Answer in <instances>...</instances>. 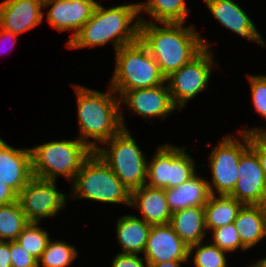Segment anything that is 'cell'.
Returning <instances> with one entry per match:
<instances>
[{
    "label": "cell",
    "instance_id": "1",
    "mask_svg": "<svg viewBox=\"0 0 266 267\" xmlns=\"http://www.w3.org/2000/svg\"><path fill=\"white\" fill-rule=\"evenodd\" d=\"M139 40L156 60L161 74L167 78L174 71L190 62L210 44L203 41L194 26L183 27L184 23H162L140 18Z\"/></svg>",
    "mask_w": 266,
    "mask_h": 267
},
{
    "label": "cell",
    "instance_id": "2",
    "mask_svg": "<svg viewBox=\"0 0 266 267\" xmlns=\"http://www.w3.org/2000/svg\"><path fill=\"white\" fill-rule=\"evenodd\" d=\"M138 15L137 4L106 9L97 3L91 18L66 45L69 49H79L104 45L112 41L116 51L139 40L140 20L131 25Z\"/></svg>",
    "mask_w": 266,
    "mask_h": 267
},
{
    "label": "cell",
    "instance_id": "3",
    "mask_svg": "<svg viewBox=\"0 0 266 267\" xmlns=\"http://www.w3.org/2000/svg\"><path fill=\"white\" fill-rule=\"evenodd\" d=\"M77 96V111L80 129V141L93 151L125 128L121 105L115 91L110 87L108 93L98 92L84 86H74ZM114 95V96H112ZM92 137V141L88 138ZM87 139V140H86Z\"/></svg>",
    "mask_w": 266,
    "mask_h": 267
},
{
    "label": "cell",
    "instance_id": "4",
    "mask_svg": "<svg viewBox=\"0 0 266 267\" xmlns=\"http://www.w3.org/2000/svg\"><path fill=\"white\" fill-rule=\"evenodd\" d=\"M115 52L116 67L108 87L116 95L121 96L125 91L152 88L167 82L156 60L140 40L122 46Z\"/></svg>",
    "mask_w": 266,
    "mask_h": 267
},
{
    "label": "cell",
    "instance_id": "5",
    "mask_svg": "<svg viewBox=\"0 0 266 267\" xmlns=\"http://www.w3.org/2000/svg\"><path fill=\"white\" fill-rule=\"evenodd\" d=\"M30 150L33 176L53 181L59 175L73 181L83 162L93 153L79 138L50 141Z\"/></svg>",
    "mask_w": 266,
    "mask_h": 267
},
{
    "label": "cell",
    "instance_id": "6",
    "mask_svg": "<svg viewBox=\"0 0 266 267\" xmlns=\"http://www.w3.org/2000/svg\"><path fill=\"white\" fill-rule=\"evenodd\" d=\"M73 183V198L76 196L101 203H125L130 206L131 192L94 151L83 162Z\"/></svg>",
    "mask_w": 266,
    "mask_h": 267
},
{
    "label": "cell",
    "instance_id": "7",
    "mask_svg": "<svg viewBox=\"0 0 266 267\" xmlns=\"http://www.w3.org/2000/svg\"><path fill=\"white\" fill-rule=\"evenodd\" d=\"M103 144L109 145L110 149L97 147L94 152L112 169L128 191L132 192L146 184L148 162L127 129H122Z\"/></svg>",
    "mask_w": 266,
    "mask_h": 267
},
{
    "label": "cell",
    "instance_id": "8",
    "mask_svg": "<svg viewBox=\"0 0 266 267\" xmlns=\"http://www.w3.org/2000/svg\"><path fill=\"white\" fill-rule=\"evenodd\" d=\"M194 160L185 151L170 144L159 146L147 165L148 186L170 189L195 175Z\"/></svg>",
    "mask_w": 266,
    "mask_h": 267
},
{
    "label": "cell",
    "instance_id": "9",
    "mask_svg": "<svg viewBox=\"0 0 266 267\" xmlns=\"http://www.w3.org/2000/svg\"><path fill=\"white\" fill-rule=\"evenodd\" d=\"M205 47L190 62L166 78L173 104L179 111L200 91L207 89L213 65V52Z\"/></svg>",
    "mask_w": 266,
    "mask_h": 267
},
{
    "label": "cell",
    "instance_id": "10",
    "mask_svg": "<svg viewBox=\"0 0 266 267\" xmlns=\"http://www.w3.org/2000/svg\"><path fill=\"white\" fill-rule=\"evenodd\" d=\"M240 133L243 142L237 137L231 138L229 134L209 156L213 186L219 195H230L233 192L239 177L240 157L249 148L250 133Z\"/></svg>",
    "mask_w": 266,
    "mask_h": 267
},
{
    "label": "cell",
    "instance_id": "11",
    "mask_svg": "<svg viewBox=\"0 0 266 267\" xmlns=\"http://www.w3.org/2000/svg\"><path fill=\"white\" fill-rule=\"evenodd\" d=\"M67 196L57 190L55 181L32 177L17 195L29 222L39 223L43 217H55L66 205Z\"/></svg>",
    "mask_w": 266,
    "mask_h": 267
},
{
    "label": "cell",
    "instance_id": "12",
    "mask_svg": "<svg viewBox=\"0 0 266 267\" xmlns=\"http://www.w3.org/2000/svg\"><path fill=\"white\" fill-rule=\"evenodd\" d=\"M239 177L230 194L243 205H266V181L257 154L249 147L240 157Z\"/></svg>",
    "mask_w": 266,
    "mask_h": 267
},
{
    "label": "cell",
    "instance_id": "13",
    "mask_svg": "<svg viewBox=\"0 0 266 267\" xmlns=\"http://www.w3.org/2000/svg\"><path fill=\"white\" fill-rule=\"evenodd\" d=\"M145 262L158 263L164 261L187 262L188 246L167 225H152L144 249Z\"/></svg>",
    "mask_w": 266,
    "mask_h": 267
},
{
    "label": "cell",
    "instance_id": "14",
    "mask_svg": "<svg viewBox=\"0 0 266 267\" xmlns=\"http://www.w3.org/2000/svg\"><path fill=\"white\" fill-rule=\"evenodd\" d=\"M120 103L127 105L134 114L145 118H165L176 109L172 102L168 84L152 88L132 89L125 91L119 98Z\"/></svg>",
    "mask_w": 266,
    "mask_h": 267
},
{
    "label": "cell",
    "instance_id": "15",
    "mask_svg": "<svg viewBox=\"0 0 266 267\" xmlns=\"http://www.w3.org/2000/svg\"><path fill=\"white\" fill-rule=\"evenodd\" d=\"M96 5L95 0H46L43 7L52 6L47 14L51 26L59 31L74 32L68 43L91 18Z\"/></svg>",
    "mask_w": 266,
    "mask_h": 267
},
{
    "label": "cell",
    "instance_id": "16",
    "mask_svg": "<svg viewBox=\"0 0 266 267\" xmlns=\"http://www.w3.org/2000/svg\"><path fill=\"white\" fill-rule=\"evenodd\" d=\"M41 0H4L0 4V27L15 35L28 31L43 21Z\"/></svg>",
    "mask_w": 266,
    "mask_h": 267
},
{
    "label": "cell",
    "instance_id": "17",
    "mask_svg": "<svg viewBox=\"0 0 266 267\" xmlns=\"http://www.w3.org/2000/svg\"><path fill=\"white\" fill-rule=\"evenodd\" d=\"M32 177L30 148L16 149L0 138V180L18 195Z\"/></svg>",
    "mask_w": 266,
    "mask_h": 267
},
{
    "label": "cell",
    "instance_id": "18",
    "mask_svg": "<svg viewBox=\"0 0 266 267\" xmlns=\"http://www.w3.org/2000/svg\"><path fill=\"white\" fill-rule=\"evenodd\" d=\"M221 25L249 40L265 46L262 36L248 15L233 0H204Z\"/></svg>",
    "mask_w": 266,
    "mask_h": 267
},
{
    "label": "cell",
    "instance_id": "19",
    "mask_svg": "<svg viewBox=\"0 0 266 267\" xmlns=\"http://www.w3.org/2000/svg\"><path fill=\"white\" fill-rule=\"evenodd\" d=\"M130 206L139 208L143 220L150 225H167L170 222L172 213L168 206L166 189L145 184L131 192Z\"/></svg>",
    "mask_w": 266,
    "mask_h": 267
},
{
    "label": "cell",
    "instance_id": "20",
    "mask_svg": "<svg viewBox=\"0 0 266 267\" xmlns=\"http://www.w3.org/2000/svg\"><path fill=\"white\" fill-rule=\"evenodd\" d=\"M214 187L210 182L194 175L179 186L166 189V198L171 213L187 207L205 206L210 195H214Z\"/></svg>",
    "mask_w": 266,
    "mask_h": 267
},
{
    "label": "cell",
    "instance_id": "21",
    "mask_svg": "<svg viewBox=\"0 0 266 267\" xmlns=\"http://www.w3.org/2000/svg\"><path fill=\"white\" fill-rule=\"evenodd\" d=\"M169 225L188 247L203 242L206 236L204 206L187 207L173 213Z\"/></svg>",
    "mask_w": 266,
    "mask_h": 267
},
{
    "label": "cell",
    "instance_id": "22",
    "mask_svg": "<svg viewBox=\"0 0 266 267\" xmlns=\"http://www.w3.org/2000/svg\"><path fill=\"white\" fill-rule=\"evenodd\" d=\"M234 225L242 244L253 247L266 237V205H243Z\"/></svg>",
    "mask_w": 266,
    "mask_h": 267
},
{
    "label": "cell",
    "instance_id": "23",
    "mask_svg": "<svg viewBox=\"0 0 266 267\" xmlns=\"http://www.w3.org/2000/svg\"><path fill=\"white\" fill-rule=\"evenodd\" d=\"M151 226L133 215L118 218L116 234L119 245L124 250L121 253L138 255L144 252Z\"/></svg>",
    "mask_w": 266,
    "mask_h": 267
},
{
    "label": "cell",
    "instance_id": "24",
    "mask_svg": "<svg viewBox=\"0 0 266 267\" xmlns=\"http://www.w3.org/2000/svg\"><path fill=\"white\" fill-rule=\"evenodd\" d=\"M210 195L204 206L205 226L208 230L234 223L243 204L231 195Z\"/></svg>",
    "mask_w": 266,
    "mask_h": 267
},
{
    "label": "cell",
    "instance_id": "25",
    "mask_svg": "<svg viewBox=\"0 0 266 267\" xmlns=\"http://www.w3.org/2000/svg\"><path fill=\"white\" fill-rule=\"evenodd\" d=\"M138 12H148L158 23H184L189 9L184 0H148L136 3Z\"/></svg>",
    "mask_w": 266,
    "mask_h": 267
},
{
    "label": "cell",
    "instance_id": "26",
    "mask_svg": "<svg viewBox=\"0 0 266 267\" xmlns=\"http://www.w3.org/2000/svg\"><path fill=\"white\" fill-rule=\"evenodd\" d=\"M28 223L18 200L0 205V241H15Z\"/></svg>",
    "mask_w": 266,
    "mask_h": 267
},
{
    "label": "cell",
    "instance_id": "27",
    "mask_svg": "<svg viewBox=\"0 0 266 267\" xmlns=\"http://www.w3.org/2000/svg\"><path fill=\"white\" fill-rule=\"evenodd\" d=\"M77 250L74 246L62 241L49 240L46 249L38 260V267H68L77 258Z\"/></svg>",
    "mask_w": 266,
    "mask_h": 267
},
{
    "label": "cell",
    "instance_id": "28",
    "mask_svg": "<svg viewBox=\"0 0 266 267\" xmlns=\"http://www.w3.org/2000/svg\"><path fill=\"white\" fill-rule=\"evenodd\" d=\"M39 223L29 222L15 240L21 247L25 248L37 261L50 240L49 234Z\"/></svg>",
    "mask_w": 266,
    "mask_h": 267
},
{
    "label": "cell",
    "instance_id": "29",
    "mask_svg": "<svg viewBox=\"0 0 266 267\" xmlns=\"http://www.w3.org/2000/svg\"><path fill=\"white\" fill-rule=\"evenodd\" d=\"M202 243L188 247V255H191L194 248H196L193 260L195 267H227L226 251L221 250L213 243L206 245Z\"/></svg>",
    "mask_w": 266,
    "mask_h": 267
},
{
    "label": "cell",
    "instance_id": "30",
    "mask_svg": "<svg viewBox=\"0 0 266 267\" xmlns=\"http://www.w3.org/2000/svg\"><path fill=\"white\" fill-rule=\"evenodd\" d=\"M213 231V244L218 246L221 250L230 252L235 251L238 248L247 250L242 244L238 231L235 228L234 223L224 225L220 228H215Z\"/></svg>",
    "mask_w": 266,
    "mask_h": 267
},
{
    "label": "cell",
    "instance_id": "31",
    "mask_svg": "<svg viewBox=\"0 0 266 267\" xmlns=\"http://www.w3.org/2000/svg\"><path fill=\"white\" fill-rule=\"evenodd\" d=\"M252 102L255 110L266 118V75H249Z\"/></svg>",
    "mask_w": 266,
    "mask_h": 267
},
{
    "label": "cell",
    "instance_id": "32",
    "mask_svg": "<svg viewBox=\"0 0 266 267\" xmlns=\"http://www.w3.org/2000/svg\"><path fill=\"white\" fill-rule=\"evenodd\" d=\"M11 267H38V261L16 241H10Z\"/></svg>",
    "mask_w": 266,
    "mask_h": 267
},
{
    "label": "cell",
    "instance_id": "33",
    "mask_svg": "<svg viewBox=\"0 0 266 267\" xmlns=\"http://www.w3.org/2000/svg\"><path fill=\"white\" fill-rule=\"evenodd\" d=\"M249 147L257 154L266 181V134H250Z\"/></svg>",
    "mask_w": 266,
    "mask_h": 267
},
{
    "label": "cell",
    "instance_id": "34",
    "mask_svg": "<svg viewBox=\"0 0 266 267\" xmlns=\"http://www.w3.org/2000/svg\"><path fill=\"white\" fill-rule=\"evenodd\" d=\"M112 267H148V263L145 266L144 259L136 254L119 253L113 259Z\"/></svg>",
    "mask_w": 266,
    "mask_h": 267
},
{
    "label": "cell",
    "instance_id": "35",
    "mask_svg": "<svg viewBox=\"0 0 266 267\" xmlns=\"http://www.w3.org/2000/svg\"><path fill=\"white\" fill-rule=\"evenodd\" d=\"M17 201V194L0 180V205H7Z\"/></svg>",
    "mask_w": 266,
    "mask_h": 267
},
{
    "label": "cell",
    "instance_id": "36",
    "mask_svg": "<svg viewBox=\"0 0 266 267\" xmlns=\"http://www.w3.org/2000/svg\"><path fill=\"white\" fill-rule=\"evenodd\" d=\"M0 267H11L10 241H0Z\"/></svg>",
    "mask_w": 266,
    "mask_h": 267
},
{
    "label": "cell",
    "instance_id": "37",
    "mask_svg": "<svg viewBox=\"0 0 266 267\" xmlns=\"http://www.w3.org/2000/svg\"><path fill=\"white\" fill-rule=\"evenodd\" d=\"M181 261H164L158 263H148V267H181Z\"/></svg>",
    "mask_w": 266,
    "mask_h": 267
},
{
    "label": "cell",
    "instance_id": "38",
    "mask_svg": "<svg viewBox=\"0 0 266 267\" xmlns=\"http://www.w3.org/2000/svg\"><path fill=\"white\" fill-rule=\"evenodd\" d=\"M17 37H18V35H15L14 33H12V32H10V31L5 30L4 28H1V27H0V41H1L2 39L6 40L5 38H7V39L9 38V39L14 40L13 43H15L16 40H17ZM2 41H3V40H2Z\"/></svg>",
    "mask_w": 266,
    "mask_h": 267
},
{
    "label": "cell",
    "instance_id": "39",
    "mask_svg": "<svg viewBox=\"0 0 266 267\" xmlns=\"http://www.w3.org/2000/svg\"><path fill=\"white\" fill-rule=\"evenodd\" d=\"M240 132L242 133H250V134H266V129H258V128H253L251 130H241Z\"/></svg>",
    "mask_w": 266,
    "mask_h": 267
},
{
    "label": "cell",
    "instance_id": "40",
    "mask_svg": "<svg viewBox=\"0 0 266 267\" xmlns=\"http://www.w3.org/2000/svg\"><path fill=\"white\" fill-rule=\"evenodd\" d=\"M250 267H262V264L260 261L256 262L255 264H253L252 266Z\"/></svg>",
    "mask_w": 266,
    "mask_h": 267
},
{
    "label": "cell",
    "instance_id": "41",
    "mask_svg": "<svg viewBox=\"0 0 266 267\" xmlns=\"http://www.w3.org/2000/svg\"><path fill=\"white\" fill-rule=\"evenodd\" d=\"M259 261L261 262L262 267H266V257Z\"/></svg>",
    "mask_w": 266,
    "mask_h": 267
}]
</instances>
